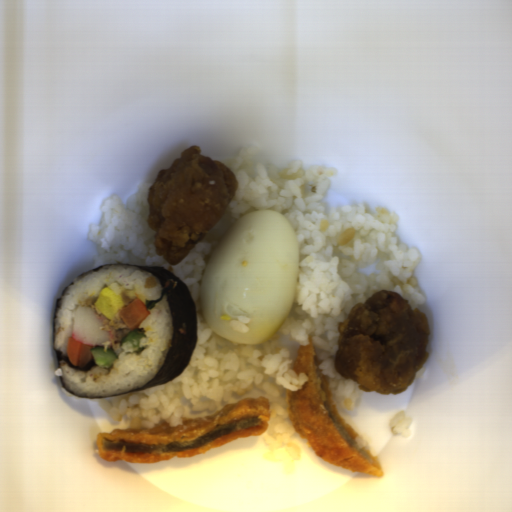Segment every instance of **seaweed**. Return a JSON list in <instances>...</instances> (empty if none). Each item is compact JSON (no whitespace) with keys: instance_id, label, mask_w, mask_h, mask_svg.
<instances>
[{"instance_id":"seaweed-1","label":"seaweed","mask_w":512,"mask_h":512,"mask_svg":"<svg viewBox=\"0 0 512 512\" xmlns=\"http://www.w3.org/2000/svg\"><path fill=\"white\" fill-rule=\"evenodd\" d=\"M109 266H129L144 270L149 274L153 275L154 278L161 286V293L157 300L146 301L145 307L147 310L154 308L155 304L161 301L164 297L167 298L172 315V336L168 347L167 354L156 374L153 378L146 383L142 388L131 390L124 393H118L107 396H81L73 393L69 390L62 378L59 376L62 387L65 391L71 395H74L80 399H97L99 397L118 396L126 393L149 389L161 384H164L174 378H176L188 365L192 358V354L196 344V332H197V318L195 312L194 300L188 287L182 282V280L169 271L166 268L158 266H141L126 263H112L105 264L89 271H86L75 279H73L65 288H63L61 295L56 299L54 313L52 318V346L54 350L55 360L57 369L60 368V362L64 361L70 367L81 371H89L95 366H98L93 356L85 367H78L72 365L69 356H65L61 351L54 347V333H55V319L58 311V305L60 299L65 294L69 286L85 275L92 273L98 269Z\"/></svg>"}]
</instances>
